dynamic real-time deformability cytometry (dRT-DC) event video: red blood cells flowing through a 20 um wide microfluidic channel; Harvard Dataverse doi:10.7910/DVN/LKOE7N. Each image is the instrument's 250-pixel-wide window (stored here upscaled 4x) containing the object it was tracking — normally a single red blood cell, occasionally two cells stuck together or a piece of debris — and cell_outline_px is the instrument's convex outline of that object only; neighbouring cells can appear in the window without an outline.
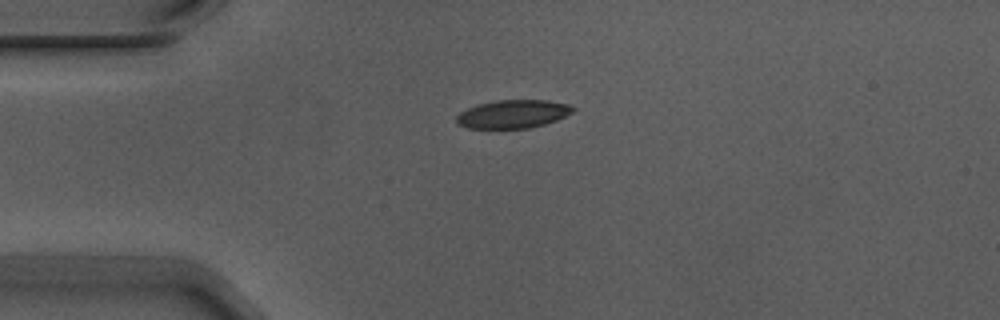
{"species": "Egyptian fruit bat (a non-hibernating species)", "species_latin": "Rousettus aegyptiacus", "temperature_condition": "warm", "stored_images_in_passage": 2, "camera_frame_rate_fps": 3000, "um_per_image_px": 0.085, "animal": {"sex": "male"}, "frame": {"image": 1, "passage_image": 1, "time_ms": 0.0, "image_size_px": [1000, 320], "cell_outline_px": [[576, 108], [572, 112], [556, 120], [544, 124], [528, 128], [468, 128], [460, 124], [456, 120], [456, 116], [460, 112], [476, 104], [496, 100], [548, 100], [568, 104]], "centroid_in_image_um": [43.6, 9.68], "position_along_channel_um": 41.4, "area_um2": 19.07}}